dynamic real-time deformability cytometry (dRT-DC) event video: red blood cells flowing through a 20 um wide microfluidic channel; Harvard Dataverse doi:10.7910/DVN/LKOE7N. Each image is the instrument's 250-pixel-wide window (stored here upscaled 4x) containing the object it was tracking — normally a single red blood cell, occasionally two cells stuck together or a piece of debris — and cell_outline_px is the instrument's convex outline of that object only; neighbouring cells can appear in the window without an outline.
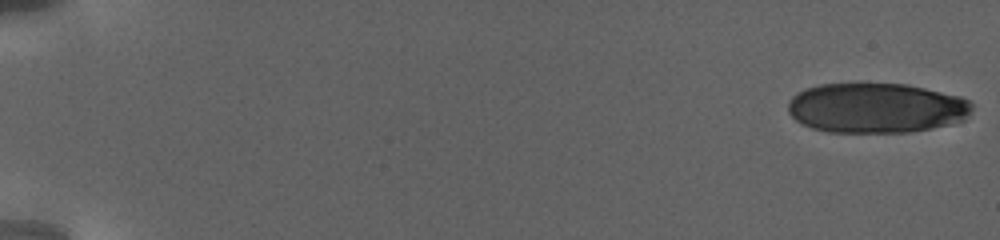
{"species": "human", "species_latin": "Homo sapiens", "temperature_condition": "warm", "stored_images_in_passage": 24, "camera_frame_rate_fps": 3000, "um_per_image_px": 0.085, "donor": {"sex": "female"}, "frame": {"image": 1, "passage_image": 1, "time_ms": 0.0, "image_size_px": [1000, 240], "cell_outline_px": [[972, 108], [964, 120], [932, 128], [908, 132], [828, 132], [812, 128], [800, 124], [788, 112], [788, 100], [796, 92], [820, 84], [908, 84], [960, 96], [968, 100], [972, 104]], "centroid_in_image_um": [74.45, 9.18], "position_along_channel_um": 10.6, "area_um2": 53.64}}